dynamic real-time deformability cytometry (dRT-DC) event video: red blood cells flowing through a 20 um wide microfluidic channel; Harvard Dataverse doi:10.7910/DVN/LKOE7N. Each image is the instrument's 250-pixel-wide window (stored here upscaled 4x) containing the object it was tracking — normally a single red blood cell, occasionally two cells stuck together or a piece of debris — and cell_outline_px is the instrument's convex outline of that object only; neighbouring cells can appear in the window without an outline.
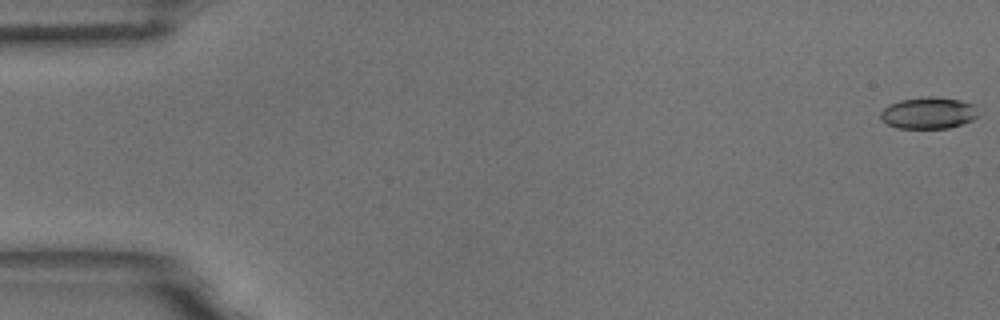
{"species": "common noctule bat (a hibernating species)", "species_latin": "Nyctalus noctula", "temperature_condition": "room temperature", "stored_images_in_passage": 58, "camera_frame_rate_fps": 3000, "um_per_image_px": 0.085, "animal": {"sex": "male", "body_mass_g": 18.8}, "frame": {"image": 1, "passage_image": 1, "time_ms": 0.0, "image_size_px": [1000, 320], "cell_outline_px": [[980, 116], [972, 120], [948, 128], [896, 128], [880, 120], [880, 112], [888, 104], [900, 100], [928, 96], [932, 96], [960, 100], [972, 104]], "centroid_in_image_um": [78.88, 9.6], "position_along_channel_um": 6.1, "area_um2": 18.03}}
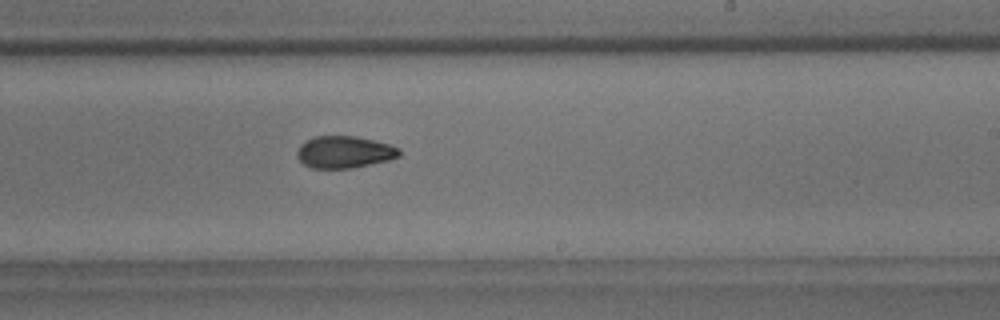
{"frame": {"image": 2, "passage_image": 35, "time_ms": 11.333, "image_size_px": [1000, 320], "cell_outline_px": [[400, 156], [388, 160], [352, 168], [312, 168], [304, 164], [296, 156], [296, 152], [300, 144], [312, 136], [356, 136], [388, 144], [400, 148]], "centroid_in_image_um": [29.24, 12.92], "position_along_channel_um": 259.8, "area_um2": 19.07}}
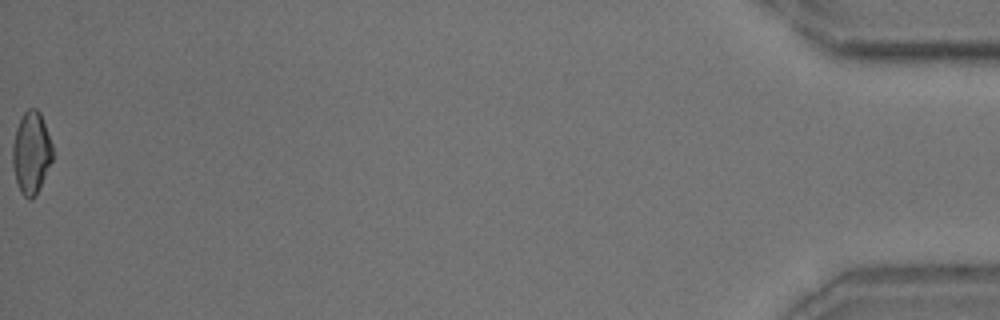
{"frame": {"image": 3, "passage_image": 58, "time_ms": 19.0, "image_size_px": [1000, 320], "cell_outline_px": [[52, 160], [36, 196], [32, 200], [28, 200], [20, 192], [16, 180], [12, 164], [12, 144], [16, 128], [24, 112], [28, 108], [36, 108], [40, 112], [52, 144]], "centroid_in_image_um": [2.64, 13.0], "position_along_channel_um": 432.6, "area_um2": 19.19}, "authors_computed_cell_mechanics": {"area_um2": 19.1607, "velocity_mm_per_s": 3.5576, "shape_relaxation_time_tau1_ms": 5.4108, "shape_relaxation_time_tau2_ms": 3.1158, "deformation_change_tau1": 0.1281, "deformation_change_tau2": 0.0825}}